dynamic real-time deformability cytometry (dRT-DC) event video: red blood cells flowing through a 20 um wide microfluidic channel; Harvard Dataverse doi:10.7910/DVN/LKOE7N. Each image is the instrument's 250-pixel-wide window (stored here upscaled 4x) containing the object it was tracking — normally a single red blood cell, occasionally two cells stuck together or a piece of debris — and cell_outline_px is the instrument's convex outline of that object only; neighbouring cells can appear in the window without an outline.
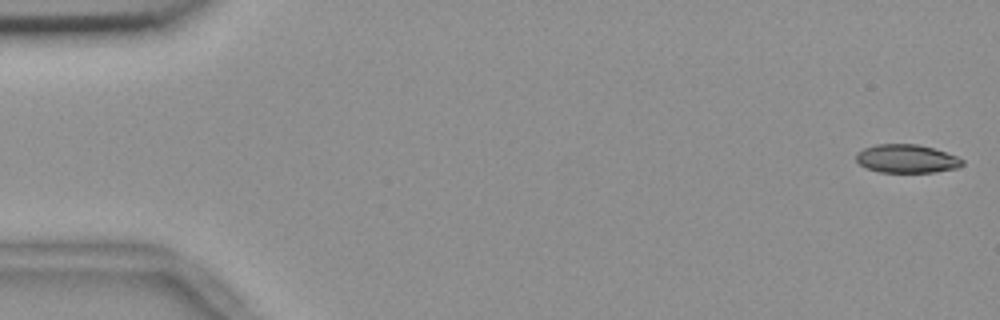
{"species": "common noctule bat (a hibernating species)", "species_latin": "Nyctalus noctula", "temperature_condition": "room temperature", "stored_images_in_passage": 15, "camera_frame_rate_fps": 3000, "um_per_image_px": 0.085, "animal": {"sex": "female", "body_mass_g": 18.4}, "frame": {"image": 1, "passage_image": 1, "time_ms": 0.0, "image_size_px": [1000, 320], "cell_outline_px": [[964, 164], [960, 168], [936, 172], [880, 172], [868, 168], [860, 164], [856, 160], [856, 152], [864, 148], [876, 144], [916, 144], [932, 148], [956, 156], [964, 160]], "centroid_in_image_um": [77.08, 13.49], "position_along_channel_um": 7.9, "area_um2": 17.57}}
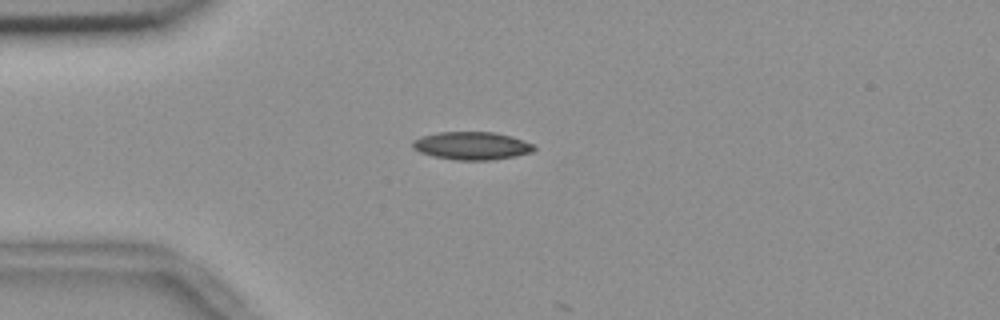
{"frame": {"image": 2, "passage_image": 14, "time_ms": 4.333, "image_size_px": [1000, 320], "cell_outline_px": [[536, 148], [532, 152], [516, 156], [492, 160], [456, 160], [432, 156], [420, 152], [412, 148], [412, 140], [420, 136], [436, 132], [496, 132], [512, 136], [536, 144]], "centroid_in_image_um": [40.11, 12.38], "position_along_channel_um": 44.9, "area_um2": 20.11}}